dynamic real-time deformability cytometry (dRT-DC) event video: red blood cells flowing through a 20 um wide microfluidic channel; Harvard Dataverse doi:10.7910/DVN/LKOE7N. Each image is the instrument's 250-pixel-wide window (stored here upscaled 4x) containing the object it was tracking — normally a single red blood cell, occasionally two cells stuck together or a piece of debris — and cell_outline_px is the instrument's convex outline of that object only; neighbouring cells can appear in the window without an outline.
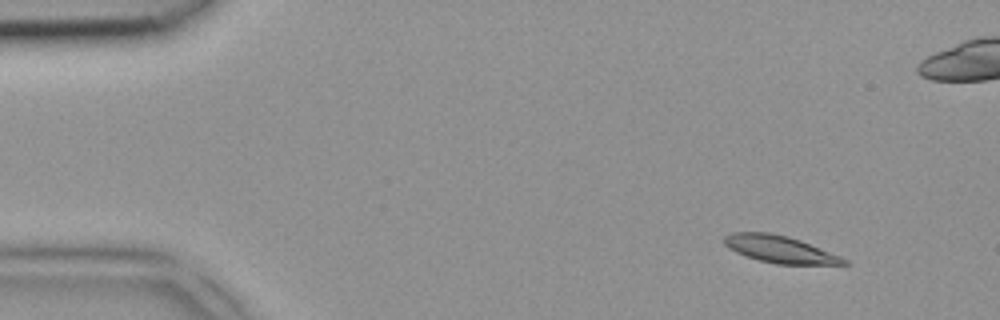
{"species": "common noctule bat (a hibernating species)", "species_latin": "Nyctalus noctula", "temperature_condition": "room temperature", "stored_images_in_passage": 5, "camera_frame_rate_fps": 3000, "um_per_image_px": 0.085, "animal": {"sex": "female", "body_mass_g": 18.4}, "frame": {"image": 1, "passage_image": 1, "time_ms": 0.0, "image_size_px": [1000, 320], "cell_outline_px": [[848, 264], [776, 264], [760, 260], [736, 252], [728, 248], [724, 244], [724, 236], [732, 232], [768, 232], [800, 240], [840, 256], [848, 260]], "centroid_in_image_um": [66.26, 21.18], "position_along_channel_um": 18.7, "area_um2": 18.55}}